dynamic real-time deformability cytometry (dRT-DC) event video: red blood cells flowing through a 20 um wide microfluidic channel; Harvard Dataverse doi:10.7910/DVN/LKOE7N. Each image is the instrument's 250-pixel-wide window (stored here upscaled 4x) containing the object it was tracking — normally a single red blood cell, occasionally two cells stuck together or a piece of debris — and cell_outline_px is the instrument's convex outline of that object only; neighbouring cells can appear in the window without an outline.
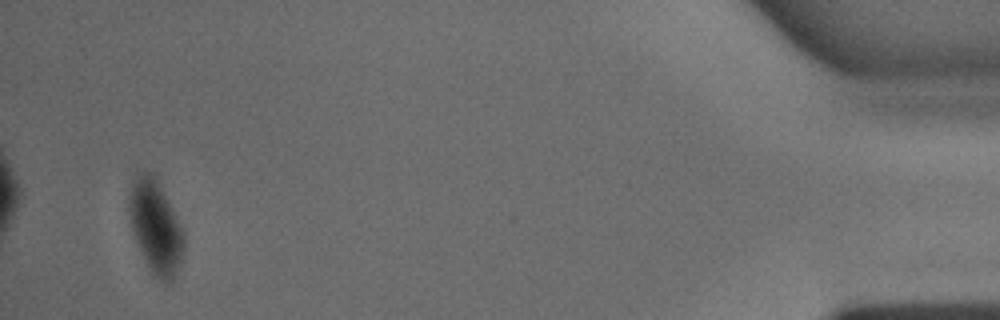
{"species": "common noctule bat (a hibernating species)", "species_latin": "Nyctalus noctula", "temperature_condition": "warm", "stored_images_in_passage": 35, "camera_frame_rate_fps": 3000, "um_per_image_px": 0.085, "animal": {"sex": "male", "body_mass_g": 15.6}, "frame": {"image": 1, "passage_image": 34, "time_ms": 11.0, "image_size_px": [1000, 320], "cell_outline_px": [[184, 252], [180, 264], [172, 280], [168, 284], [164, 284], [152, 276], [136, 244], [132, 228], [128, 208], [128, 200], [132, 184], [140, 172], [152, 172], [160, 184], [184, 232]], "centroid_in_image_um": [13.23, 19.35], "position_along_channel_um": 422.0, "area_um2": 29.88}}